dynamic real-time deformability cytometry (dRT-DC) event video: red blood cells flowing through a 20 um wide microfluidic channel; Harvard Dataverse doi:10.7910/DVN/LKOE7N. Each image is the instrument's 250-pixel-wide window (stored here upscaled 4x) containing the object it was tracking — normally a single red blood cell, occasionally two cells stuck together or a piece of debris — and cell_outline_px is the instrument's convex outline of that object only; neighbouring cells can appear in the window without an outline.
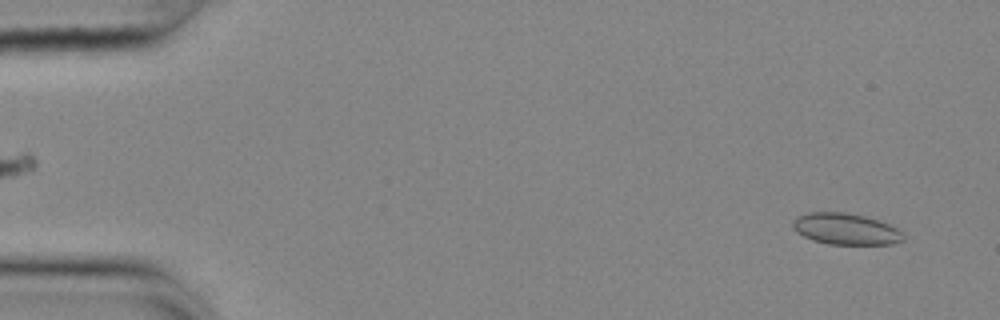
{"species": "common noctule bat (a hibernating species)", "species_latin": "Nyctalus noctula", "temperature_condition": "cold", "stored_images_in_passage": 55, "camera_frame_rate_fps": 3000, "um_per_image_px": 0.085, "animal": {"sex": "female", "body_mass_g": 25.1}, "frame": {"image": 1, "passage_image": 3, "time_ms": 0.667, "image_size_px": [1000, 320], "cell_outline_px": [[904, 240], [892, 244], [828, 244], [812, 240], [796, 232], [792, 228], [792, 224], [796, 216], [808, 212], [844, 212], [864, 216], [888, 224], [904, 232]], "centroid_in_image_um": [71.86, 19.46], "position_along_channel_um": 13.1, "area_um2": 20.23}}
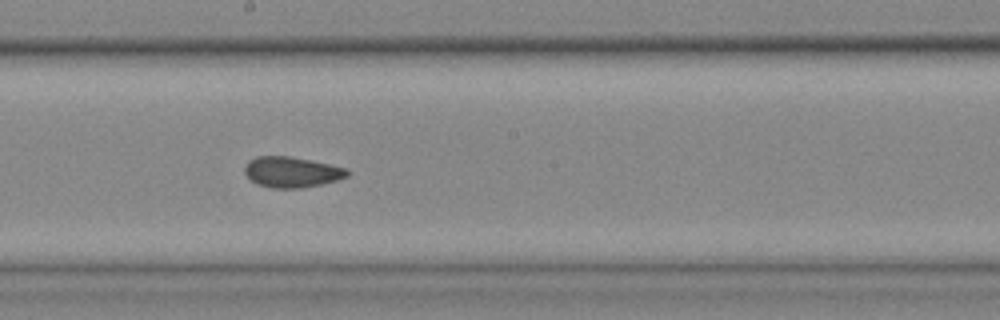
{"frame": {"image": 2, "passage_image": 30, "time_ms": 9.667, "image_size_px": [1000, 320], "cell_outline_px": [[348, 176], [336, 180], [320, 184], [300, 188], [272, 188], [256, 184], [244, 172], [244, 164], [248, 160], [256, 156], [288, 156], [348, 168]], "centroid_in_image_um": [24.75, 14.62], "position_along_channel_um": 223.5, "area_um2": 18.21}}
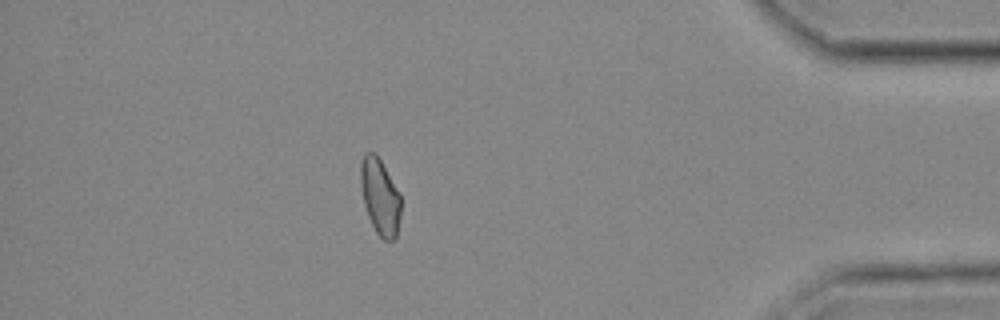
{"frame": {"image": 3, "passage_image": 48, "time_ms": 15.667, "image_size_px": [1000, 320], "cell_outline_px": [[400, 216], [396, 236], [392, 240], [384, 240], [376, 232], [368, 216], [364, 204], [360, 184], [360, 164], [364, 152], [372, 152], [380, 160], [400, 196]], "centroid_in_image_um": [32.27, 16.73], "position_along_channel_um": 402.9, "area_um2": 17.46}, "authors_computed_cell_mechanics": {"area_um2": 18.3804, "velocity_mm_per_s": 3.6739, "shape_relaxation_time_tau1_ms": null, "shape_relaxation_time_tau2_ms": 2.9497, "deformation_change_tau1": null, "deformation_change_tau2": 0.0794}}